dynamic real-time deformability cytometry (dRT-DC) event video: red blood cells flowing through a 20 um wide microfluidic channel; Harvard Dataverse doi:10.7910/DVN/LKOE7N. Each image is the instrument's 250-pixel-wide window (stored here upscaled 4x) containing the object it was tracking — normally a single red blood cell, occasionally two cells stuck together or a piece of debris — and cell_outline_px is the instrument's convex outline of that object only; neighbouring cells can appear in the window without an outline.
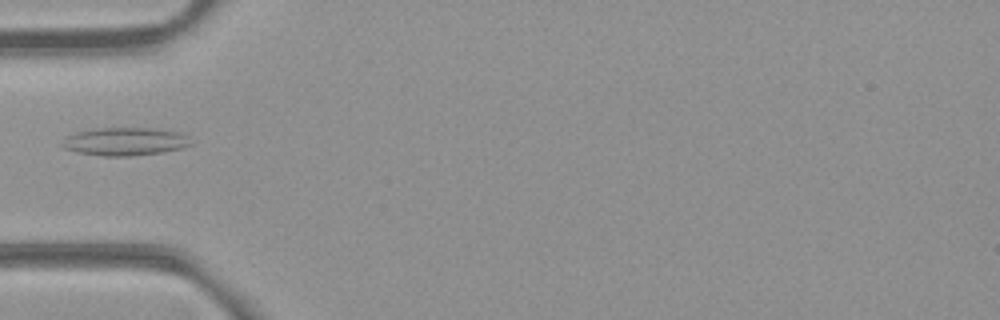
{"species": "common noctule bat (a hibernating species)", "species_latin": "Nyctalus noctula", "temperature_condition": "room temperature", "stored_images_in_passage": 1, "camera_frame_rate_fps": 3000, "um_per_image_px": 0.085, "animal": {"sex": "female", "body_mass_g": 21.9}, "frame": {"image": 1, "passage_image": 1, "time_ms": 0.0, "image_size_px": [1000, 320], "cell_outline_px": [[192, 144], [180, 148], [164, 152], [132, 156], [100, 156], [76, 152], [64, 148], [68, 136], [76, 132], [100, 128], [152, 128], [184, 132], [188, 136]], "centroid_in_image_um": [10.72, 12.03], "position_along_channel_um": 74.3, "area_um2": 20.92}}